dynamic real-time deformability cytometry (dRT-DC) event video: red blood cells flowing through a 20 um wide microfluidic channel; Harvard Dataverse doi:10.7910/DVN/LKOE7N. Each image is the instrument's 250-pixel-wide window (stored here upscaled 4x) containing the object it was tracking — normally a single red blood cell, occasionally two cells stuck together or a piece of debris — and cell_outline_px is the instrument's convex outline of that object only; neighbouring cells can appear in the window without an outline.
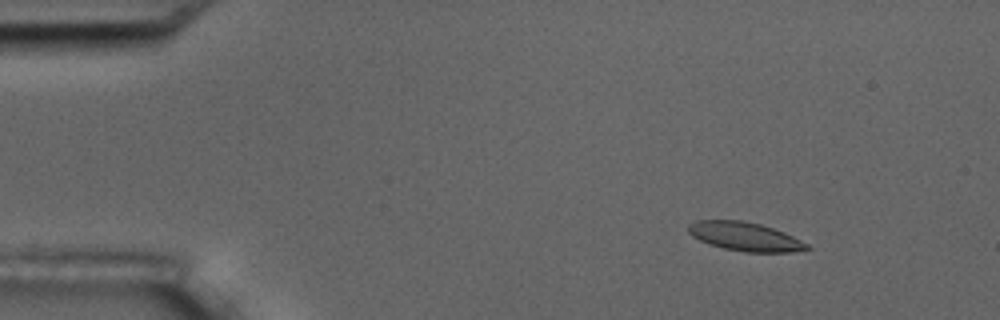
{"species": "common noctule bat (a hibernating species)", "species_latin": "Nyctalus noctula", "temperature_condition": "room temperature", "stored_images_in_passage": 5, "camera_frame_rate_fps": 3000, "um_per_image_px": 0.085, "animal": {"sex": "male", "body_mass_g": 17.5, "forearm_length_mm": 52.3}, "frame": {"image": 1, "passage_image": 3, "time_ms": 2.333, "image_size_px": [1000, 320], "cell_outline_px": [[812, 248], [792, 252], [744, 252], [724, 248], [708, 244], [692, 236], [688, 232], [688, 224], [696, 220], [744, 220], [760, 224], [784, 232], [808, 244]], "centroid_in_image_um": [63.3, 20.1], "position_along_channel_um": 21.7, "area_um2": 19.88}}
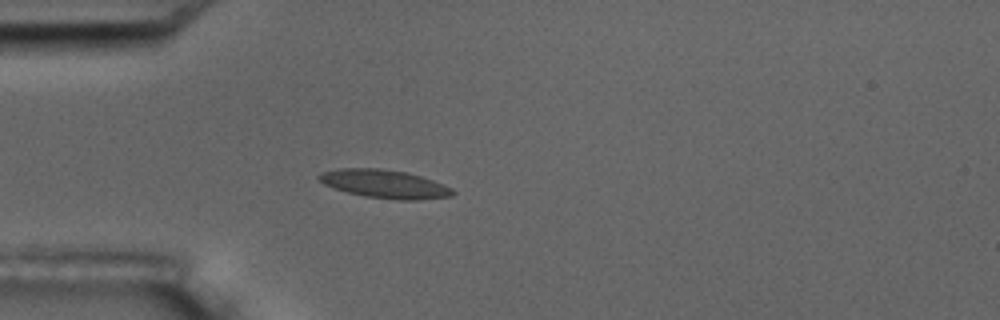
{"frame": {"image": 2, "passage_image": 5, "time_ms": 5.333, "image_size_px": [1000, 320], "cell_outline_px": [[456, 192], [452, 196], [416, 200], [400, 200], [364, 196], [348, 192], [324, 184], [316, 176], [320, 172], [340, 168], [376, 168], [404, 172], [420, 176], [444, 184], [452, 188]], "centroid_in_image_um": [32.7, 15.63], "position_along_channel_um": 52.3, "area_um2": 21.91}}